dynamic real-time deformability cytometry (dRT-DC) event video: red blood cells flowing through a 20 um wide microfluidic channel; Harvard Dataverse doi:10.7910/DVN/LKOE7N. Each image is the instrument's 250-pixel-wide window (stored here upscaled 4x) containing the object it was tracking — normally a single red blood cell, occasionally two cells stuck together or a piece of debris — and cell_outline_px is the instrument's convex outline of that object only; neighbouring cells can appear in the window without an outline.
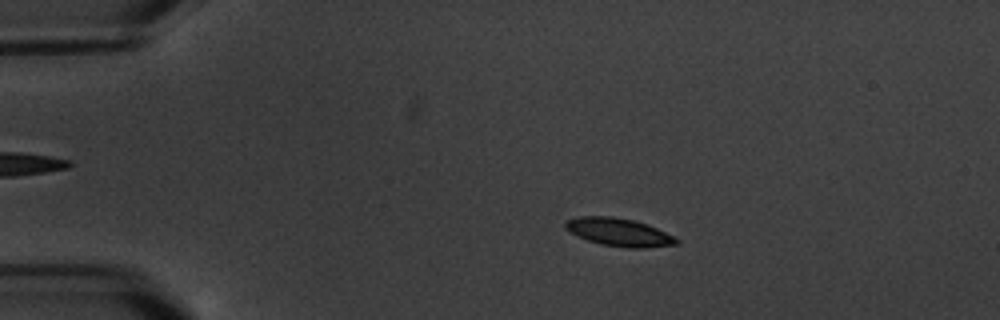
{"species": "common noctule bat (a hibernating species)", "species_latin": "Nyctalus noctula", "temperature_condition": "warm", "stored_images_in_passage": 6, "camera_frame_rate_fps": 3000, "um_per_image_px": 0.085, "animal": {"sex": "male", "body_mass_g": 20.1, "forearm_length_mm": 53.5}, "frame": {"image": 1, "passage_image": 3, "time_ms": 2.333, "image_size_px": [1000, 320], "cell_outline_px": [[680, 244], [644, 248], [628, 248], [600, 244], [588, 240], [568, 232], [564, 228], [564, 224], [568, 220], [580, 216], [612, 216], [632, 220], [648, 224], [680, 240]], "centroid_in_image_um": [52.6, 19.74], "position_along_channel_um": 32.4, "area_um2": 18.09}}